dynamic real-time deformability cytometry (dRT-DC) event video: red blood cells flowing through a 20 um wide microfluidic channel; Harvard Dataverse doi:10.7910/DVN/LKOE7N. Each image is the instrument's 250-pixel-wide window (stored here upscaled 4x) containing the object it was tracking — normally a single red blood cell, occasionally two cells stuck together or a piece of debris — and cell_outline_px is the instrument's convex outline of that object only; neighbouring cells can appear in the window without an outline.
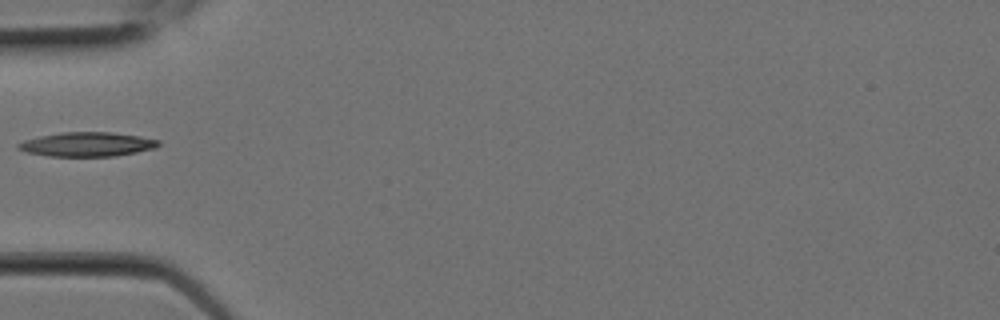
{"species": "Egyptian fruit bat (a non-hibernating species)", "species_latin": "Rousettus aegyptiacus", "temperature_condition": "room temperature", "stored_images_in_passage": 5, "camera_frame_rate_fps": 3000, "um_per_image_px": 0.085, "animal": {"sex": "female"}, "frame": {"image": 1, "passage_image": 1, "time_ms": 0.0, "image_size_px": [1000, 320], "cell_outline_px": [[160, 144], [156, 148], [116, 156], [48, 156], [28, 152], [16, 148], [16, 144], [24, 140], [40, 136], [60, 132], [112, 132], [140, 136], [160, 140]], "centroid_in_image_um": [7.42, 12.26], "position_along_channel_um": 77.6, "area_um2": 19.88}}
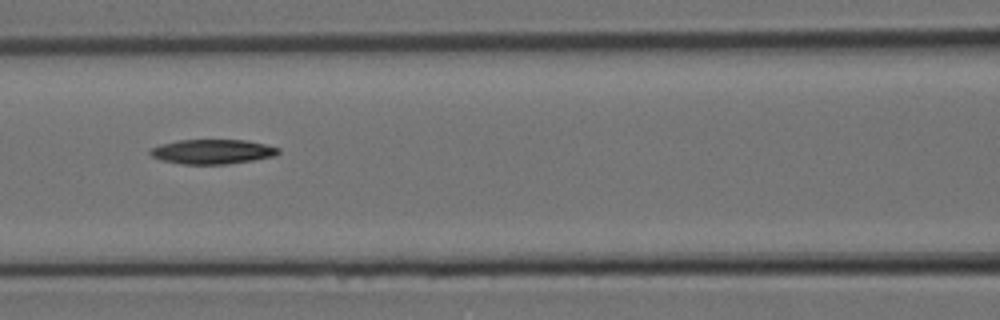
{"frame": {"image": 2, "passage_image": 3, "time_ms": 0.667, "image_size_px": [1000, 320], "cell_outline_px": [[280, 152], [276, 156], [228, 164], [184, 164], [160, 160], [152, 156], [148, 152], [152, 148], [160, 144], [176, 140], [244, 140], [264, 144], [280, 148]], "centroid_in_image_um": [18.05, 12.89], "position_along_channel_um": 148.6, "area_um2": 18.38}}
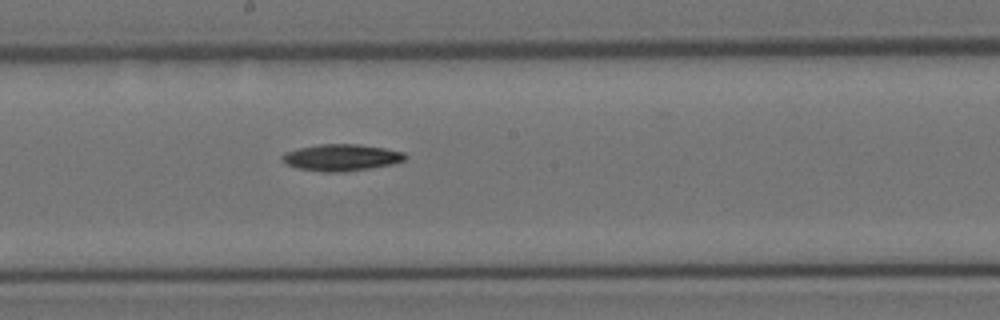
{"frame": {"image": 3, "passage_image": 5, "time_ms": 1.333, "image_size_px": [1000, 320], "cell_outline_px": [[408, 156], [404, 160], [392, 164], [372, 168], [340, 172], [320, 172], [296, 168], [284, 164], [280, 160], [280, 156], [284, 152], [296, 148], [320, 144], [360, 144], [384, 148], [404, 152]], "centroid_in_image_um": [28.95, 13.39], "position_along_channel_um": 219.3, "area_um2": 19.48}}